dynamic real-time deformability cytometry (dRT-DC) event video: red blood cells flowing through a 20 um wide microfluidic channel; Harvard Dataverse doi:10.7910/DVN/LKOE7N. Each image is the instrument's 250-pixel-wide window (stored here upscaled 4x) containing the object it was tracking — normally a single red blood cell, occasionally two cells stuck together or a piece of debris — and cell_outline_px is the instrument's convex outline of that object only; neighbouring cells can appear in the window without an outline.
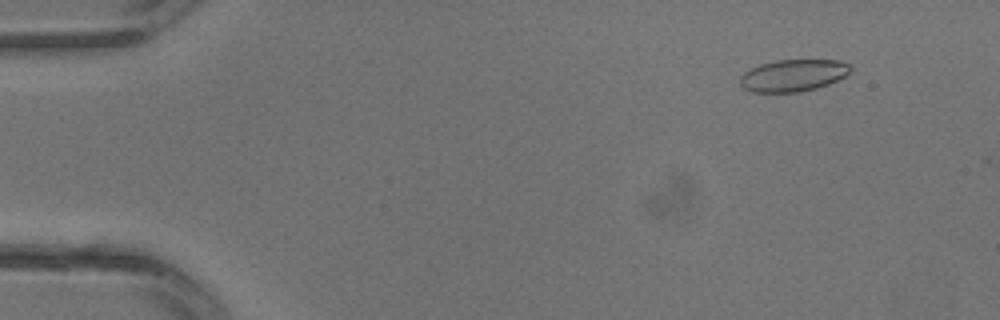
{"species": "common noctule bat (a hibernating species)", "species_latin": "Nyctalus noctula", "temperature_condition": "warm", "stored_images_in_passage": 29, "camera_frame_rate_fps": 3000, "um_per_image_px": 0.085, "animal": {"sex": "male", "body_mass_g": 13.3}, "frame": {"image": 1, "passage_image": 1, "time_ms": 0.0, "image_size_px": [1000, 320], "cell_outline_px": [[852, 68], [844, 76], [828, 84], [816, 88], [800, 92], [752, 92], [744, 88], [740, 84], [740, 76], [744, 72], [760, 64], [776, 60], [840, 60], [848, 64]], "centroid_in_image_um": [67.4, 6.41], "position_along_channel_um": 17.6, "area_um2": 20.46}}
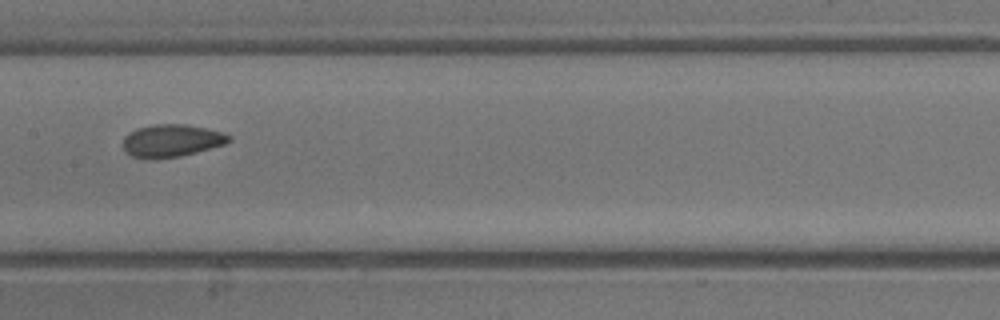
{"frame": {"image": 2, "passage_image": 14, "time_ms": 4.333, "image_size_px": [1000, 320], "cell_outline_px": [[232, 140], [224, 144], [196, 152], [180, 156], [152, 160], [148, 160], [132, 156], [124, 152], [124, 136], [128, 132], [136, 128], [156, 124], [188, 124], [224, 132], [232, 136]], "centroid_in_image_um": [14.57, 11.96], "position_along_channel_um": 192.8, "area_um2": 20.4}}
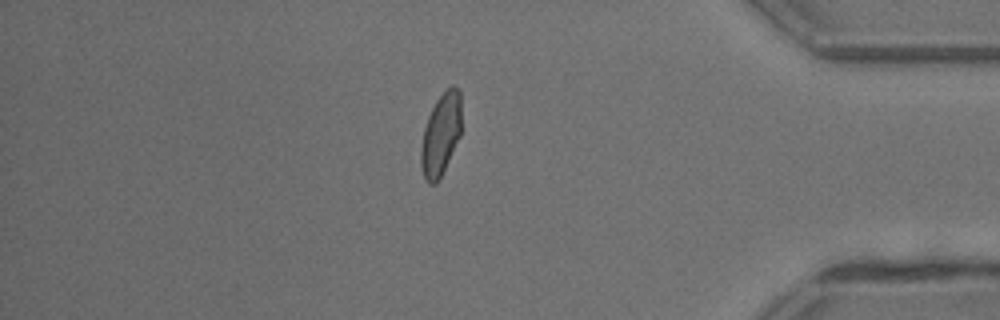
{"frame": {"image": 3, "passage_image": 25, "time_ms": 8.0, "image_size_px": [1000, 320], "cell_outline_px": [[460, 136], [436, 184], [428, 184], [424, 176], [420, 164], [420, 148], [424, 128], [428, 116], [436, 100], [452, 84], [460, 92]], "centroid_in_image_um": [37.44, 11.43], "position_along_channel_um": 397.8, "area_um2": 19.02}}